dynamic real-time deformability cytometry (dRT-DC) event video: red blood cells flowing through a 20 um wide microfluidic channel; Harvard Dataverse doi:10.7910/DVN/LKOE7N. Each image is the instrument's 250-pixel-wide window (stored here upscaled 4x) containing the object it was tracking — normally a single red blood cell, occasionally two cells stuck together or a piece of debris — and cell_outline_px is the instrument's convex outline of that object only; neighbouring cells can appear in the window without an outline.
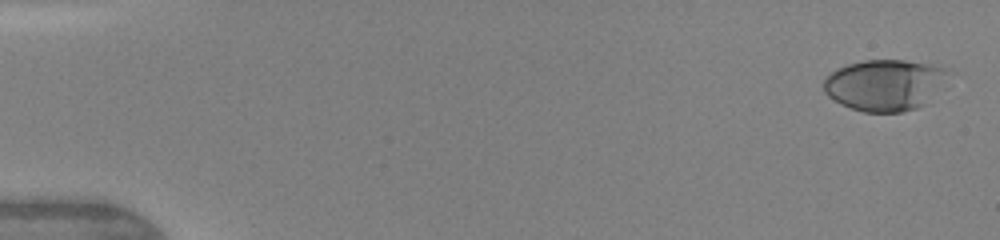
{"species": "human", "species_latin": "Homo sapiens", "temperature_condition": "warm", "stored_images_in_passage": 7, "camera_frame_rate_fps": 3000, "um_per_image_px": 0.085, "donor": {"sex": "female"}, "frame": {"image": 1, "passage_image": 1, "time_ms": 0.0, "image_size_px": [1000, 240], "cell_outline_px": [[948, 72], [920, 104], [916, 108], [900, 112], [864, 112], [852, 108], [828, 96], [824, 92], [824, 80], [836, 68], [848, 64], [864, 60], [904, 60], [928, 64], [940, 68]], "centroid_in_image_um": [75.05, 7.2], "position_along_channel_um": 10.0, "area_um2": 35.49}}
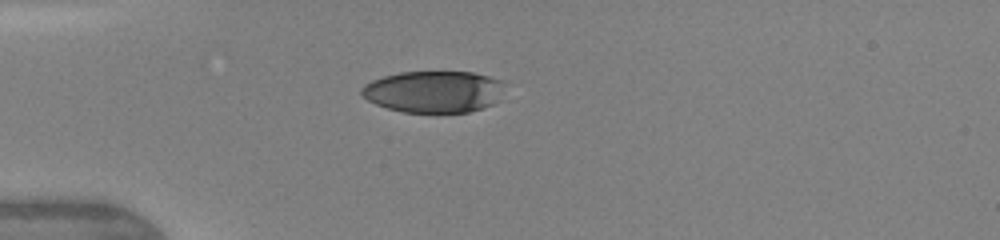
{"frame": {"image": 2, "passage_image": 5, "time_ms": 4.0, "image_size_px": [1000, 240], "cell_outline_px": [[500, 80], [492, 104], [468, 112], [404, 112], [388, 108], [376, 104], [360, 96], [360, 88], [364, 84], [372, 80], [384, 76], [400, 72], [472, 72], [488, 76]], "centroid_in_image_um": [36.7, 7.78], "position_along_channel_um": 48.3, "area_um2": 33.99}}